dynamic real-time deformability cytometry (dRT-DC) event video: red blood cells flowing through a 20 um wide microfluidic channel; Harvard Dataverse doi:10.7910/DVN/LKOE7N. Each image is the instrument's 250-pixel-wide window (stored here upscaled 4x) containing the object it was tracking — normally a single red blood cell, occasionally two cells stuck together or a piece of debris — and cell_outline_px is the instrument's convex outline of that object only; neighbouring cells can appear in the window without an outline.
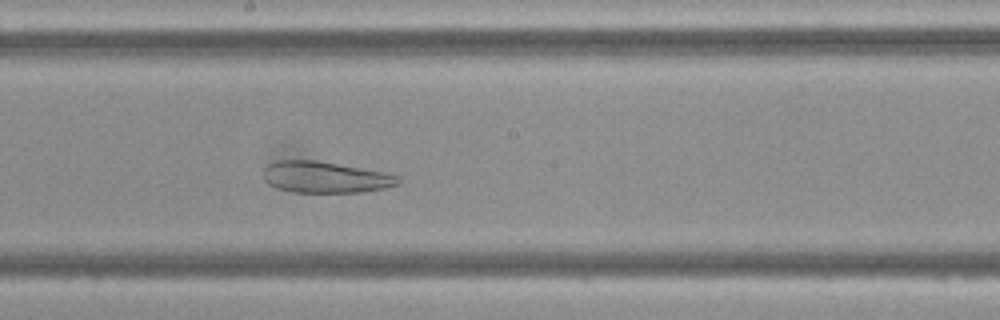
{"species": "Egyptian fruit bat (a non-hibernating species)", "species_latin": "Rousettus aegyptiacus", "temperature_condition": "cold", "stored_images_in_passage": 47, "camera_frame_rate_fps": 3000, "um_per_image_px": 0.085, "frame": {"image": 1, "passage_image": 24, "time_ms": 7.667, "image_size_px": [1000, 320], "cell_outline_px": [[400, 184], [384, 188], [364, 192], [292, 192], [276, 188], [268, 184], [264, 180], [264, 168], [268, 164], [276, 160], [316, 160], [384, 172], [400, 176]], "centroid_in_image_um": [27.64, 15.06], "position_along_channel_um": 220.6, "area_um2": 24.74}}
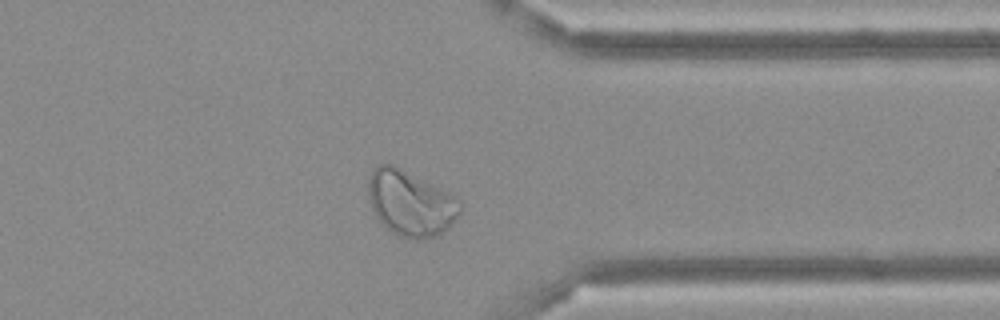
{"frame": {"image": 2, "passage_image": 36, "time_ms": 11.667, "image_size_px": [1000, 320], "cell_outline_px": [[464, 208], [448, 228], [444, 232], [420, 240], [400, 236], [392, 232], [376, 216], [372, 208], [368, 196], [368, 180], [372, 172], [380, 164], [392, 164], [456, 196], [464, 204]], "centroid_in_image_um": [34.93, 17.28], "position_along_channel_um": 376.5, "area_um2": 34.74}}
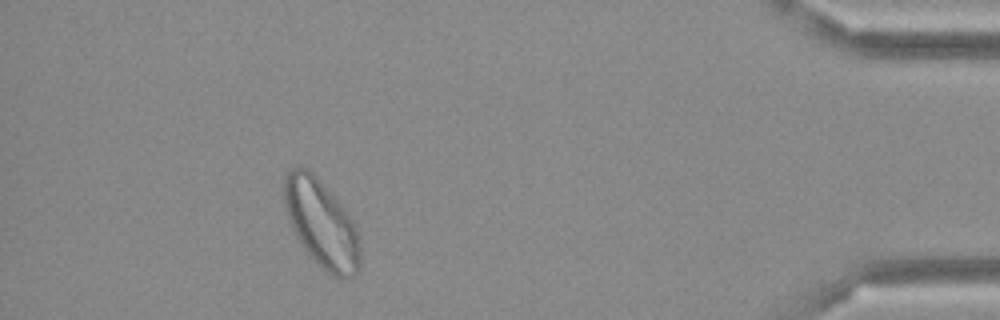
{"frame": {"image": 3, "passage_image": 42, "time_ms": 13.667, "image_size_px": [1000, 320], "cell_outline_px": [[360, 268], [352, 276], [344, 280], [340, 280], [332, 276], [308, 252], [292, 228], [284, 204], [284, 176], [292, 168], [308, 168], [320, 180], [344, 208], [356, 224], [360, 244]], "centroid_in_image_um": [27.36, 19.01], "position_along_channel_um": 407.8, "area_um2": 38.38}}